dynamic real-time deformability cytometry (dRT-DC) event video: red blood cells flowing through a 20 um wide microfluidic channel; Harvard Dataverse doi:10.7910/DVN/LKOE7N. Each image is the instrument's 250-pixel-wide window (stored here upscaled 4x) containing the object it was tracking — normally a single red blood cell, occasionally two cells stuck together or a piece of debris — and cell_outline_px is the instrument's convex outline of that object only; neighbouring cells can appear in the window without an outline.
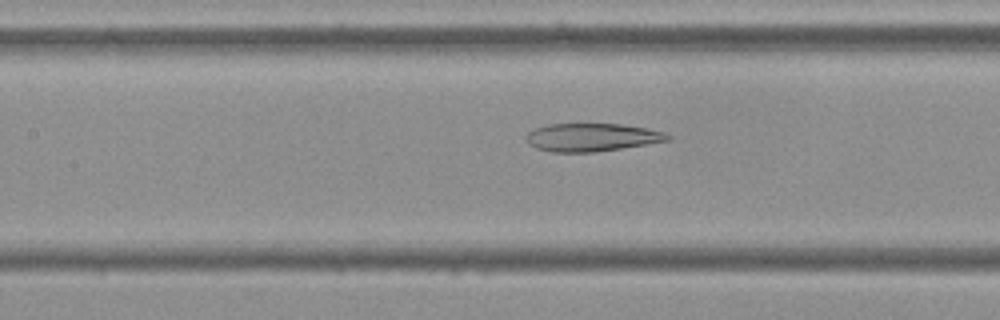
{"species": "Egyptian fruit bat (a non-hibernating species)", "species_latin": "Rousettus aegyptiacus", "temperature_condition": "cold", "stored_images_in_passage": 54, "camera_frame_rate_fps": 3000, "um_per_image_px": 0.085, "frame": {"image": 1, "passage_image": 24, "time_ms": 7.667, "image_size_px": [1000, 320], "cell_outline_px": [[672, 140], [596, 152], [552, 152], [536, 148], [528, 144], [524, 140], [524, 136], [528, 132], [544, 124], [620, 124], [648, 128], [664, 132], [672, 136]], "centroid_in_image_um": [50.28, 11.67], "position_along_channel_um": 157.1, "area_um2": 23.35}}
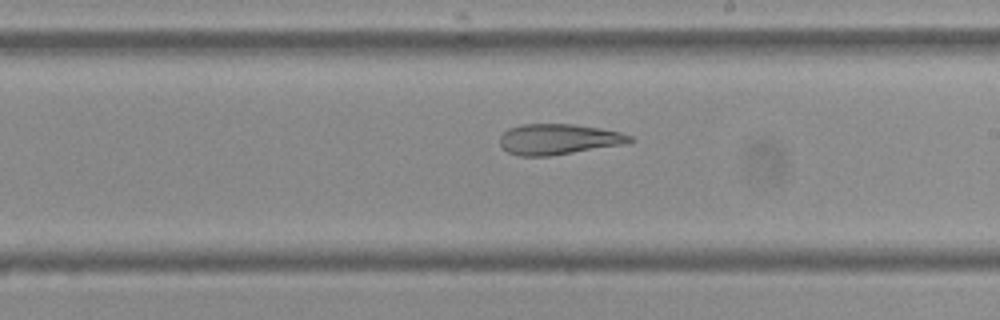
{"frame": {"image": 2, "passage_image": 31, "time_ms": 10.0, "image_size_px": [1000, 320], "cell_outline_px": [[636, 140], [628, 144], [552, 156], [520, 156], [508, 152], [500, 144], [500, 136], [508, 128], [520, 124], [572, 124], [600, 128], [620, 132], [632, 136]], "centroid_in_image_um": [47.52, 11.84], "position_along_channel_um": 241.5, "area_um2": 23.52}}
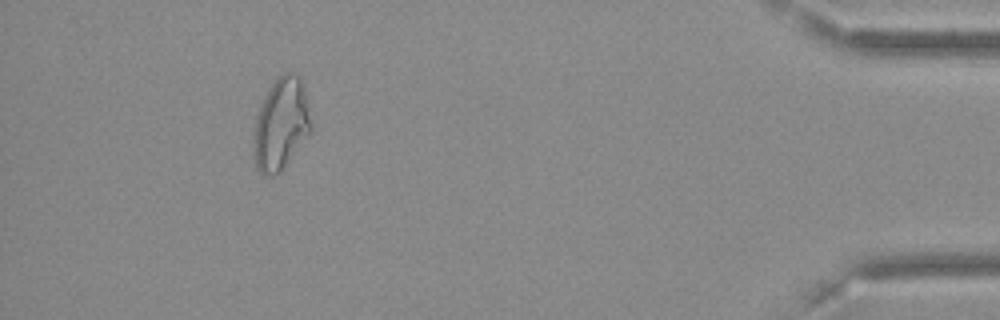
{"frame": {"image": 3, "passage_image": 50, "time_ms": 16.333, "image_size_px": [1000, 320], "cell_outline_px": [[312, 128], [280, 172], [272, 176], [264, 176], [256, 168], [252, 152], [252, 140], [256, 116], [264, 96], [272, 84], [284, 72], [292, 72], [300, 80], [304, 92], [312, 124]], "centroid_in_image_um": [23.83, 10.6], "position_along_channel_um": 411.4, "area_um2": 30.4}, "authors_computed_cell_mechanics": {"area_um2": 28.3509, "velocity_mm_per_s": 3.6301, "shape_relaxation_time_tau1_ms": null, "shape_relaxation_time_tau2_ms": 6.8833, "deformation_change_tau1": null, "deformation_change_tau2": 0.1829}}